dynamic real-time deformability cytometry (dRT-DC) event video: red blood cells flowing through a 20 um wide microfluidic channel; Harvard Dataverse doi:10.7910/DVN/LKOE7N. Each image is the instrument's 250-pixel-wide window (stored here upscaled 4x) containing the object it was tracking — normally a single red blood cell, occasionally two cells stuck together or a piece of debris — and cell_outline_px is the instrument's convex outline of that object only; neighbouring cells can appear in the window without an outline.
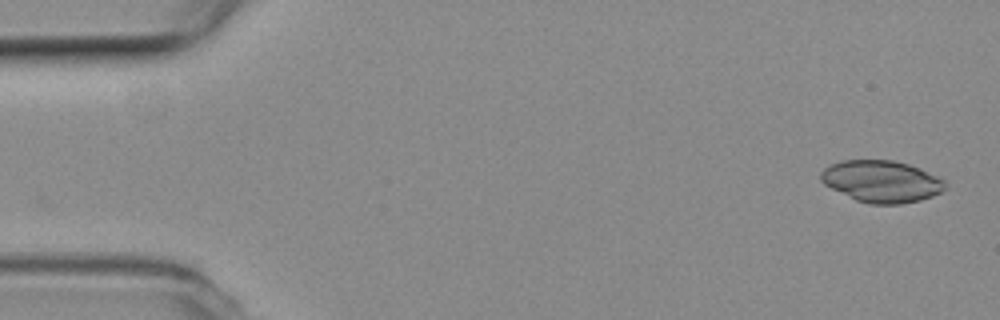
{"species": "common noctule bat (a hibernating species)", "species_latin": "Nyctalus noctula", "temperature_condition": "room temperature", "stored_images_in_passage": 45, "camera_frame_rate_fps": 3000, "um_per_image_px": 0.085, "animal": {"sex": "female", "body_mass_g": 19.3, "forearm_length_mm": 54.1}, "frame": {"image": 1, "passage_image": 1, "time_ms": 0.0, "image_size_px": [1000, 320], "cell_outline_px": [[948, 184], [940, 192], [932, 196], [920, 200], [900, 204], [868, 204], [856, 200], [824, 184], [820, 180], [820, 172], [828, 164], [840, 160], [892, 160], [908, 164], [920, 168], [944, 180]], "centroid_in_image_um": [74.9, 15.41], "position_along_channel_um": 10.1, "area_um2": 30.35}}